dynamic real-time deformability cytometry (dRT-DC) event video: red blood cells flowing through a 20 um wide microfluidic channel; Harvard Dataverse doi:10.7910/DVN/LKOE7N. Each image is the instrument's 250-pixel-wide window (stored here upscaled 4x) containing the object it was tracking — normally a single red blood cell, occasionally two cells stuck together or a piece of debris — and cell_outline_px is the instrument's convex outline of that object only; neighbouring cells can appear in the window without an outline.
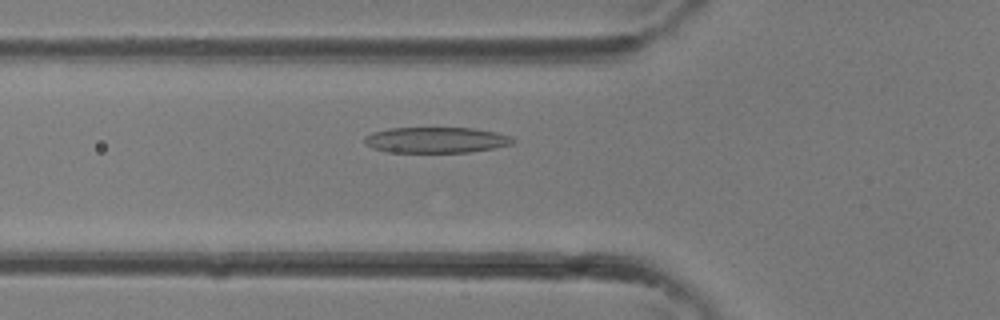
{"species": "common noctule bat (a hibernating species)", "species_latin": "Nyctalus noctula", "temperature_condition": "room temperature", "stored_images_in_passage": 36, "camera_frame_rate_fps": 3000, "um_per_image_px": 0.085, "animal": {"sex": "female"}, "frame": {"image": 1, "passage_image": 12, "time_ms": 3.667, "image_size_px": [1000, 320], "cell_outline_px": [[516, 140], [512, 144], [492, 148], [468, 152], [388, 152], [372, 148], [364, 144], [364, 136], [372, 132], [388, 128], [472, 128], [496, 132], [512, 136]], "centroid_in_image_um": [37.04, 11.89], "position_along_channel_um": 88.8, "area_um2": 22.37}}
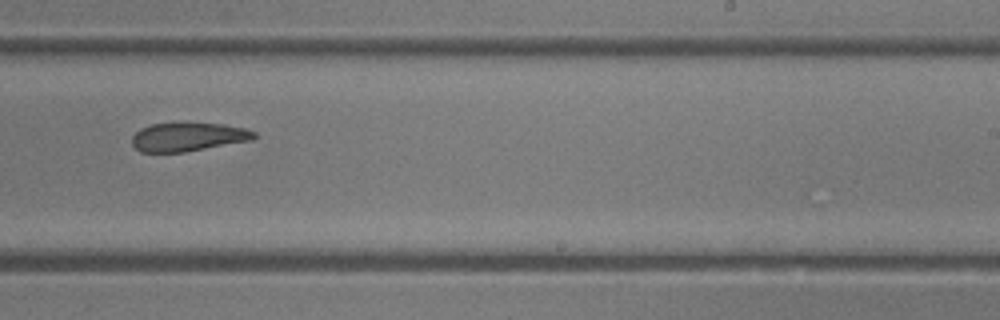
{"frame": {"image": 2, "passage_image": 22, "time_ms": 7.0, "image_size_px": [1000, 320], "cell_outline_px": [[256, 136], [252, 140], [184, 152], [140, 152], [132, 144], [132, 136], [140, 128], [152, 124], [224, 124], [244, 128], [256, 132]], "centroid_in_image_um": [15.98, 11.65], "position_along_channel_um": 273.0, "area_um2": 20.06}}
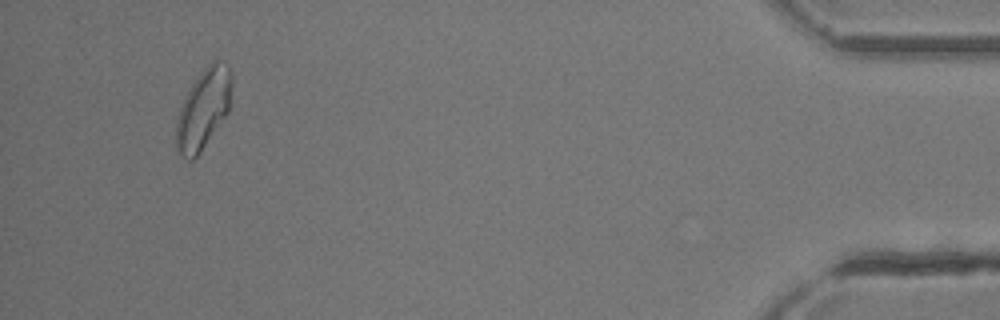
{"frame": {"image": 3, "passage_image": 34, "time_ms": 11.0, "image_size_px": [1000, 320], "cell_outline_px": [[232, 84], [228, 112], [200, 152], [192, 160], [188, 160], [180, 156], [176, 144], [176, 120], [180, 108], [196, 76], [212, 60], [224, 60], [228, 64], [232, 72]], "centroid_in_image_um": [17.3, 9.21], "position_along_channel_um": 417.9, "area_um2": 25.89}}